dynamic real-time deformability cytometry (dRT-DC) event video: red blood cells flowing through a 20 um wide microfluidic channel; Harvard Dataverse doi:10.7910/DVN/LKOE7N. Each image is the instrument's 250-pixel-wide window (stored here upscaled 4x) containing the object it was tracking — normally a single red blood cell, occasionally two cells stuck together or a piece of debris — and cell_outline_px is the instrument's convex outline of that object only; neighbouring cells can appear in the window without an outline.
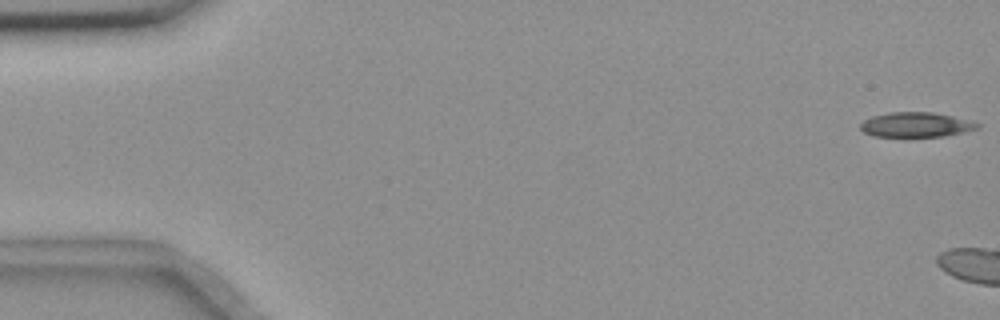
{"species": "common noctule bat (a hibernating species)", "species_latin": "Nyctalus noctula", "temperature_condition": "room temperature", "stored_images_in_passage": 4, "camera_frame_rate_fps": 3000, "um_per_image_px": 0.085, "animal": {"sex": "female", "body_mass_g": 18.4}, "frame": {"image": 1, "passage_image": 1, "time_ms": 0.0, "image_size_px": [1000, 320], "cell_outline_px": [[980, 124], [976, 128], [944, 136], [876, 136], [864, 132], [860, 128], [860, 124], [864, 120], [872, 116], [892, 112], [932, 112], [952, 116]], "centroid_in_image_um": [77.79, 10.59], "position_along_channel_um": 7.2, "area_um2": 16.42}}